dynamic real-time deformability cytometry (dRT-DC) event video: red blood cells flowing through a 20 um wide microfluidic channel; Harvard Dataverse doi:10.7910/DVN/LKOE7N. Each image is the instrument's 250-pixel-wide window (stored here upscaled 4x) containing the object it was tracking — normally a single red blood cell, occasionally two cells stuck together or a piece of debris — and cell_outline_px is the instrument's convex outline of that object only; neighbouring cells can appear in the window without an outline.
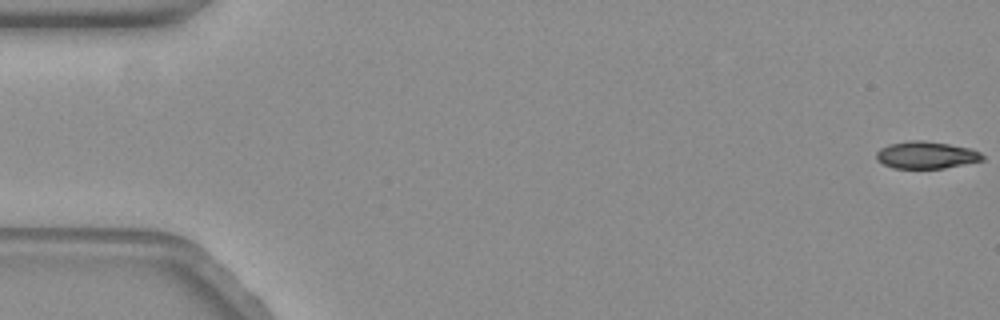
{"species": "common noctule bat (a hibernating species)", "species_latin": "Nyctalus noctula", "temperature_condition": "warm", "stored_images_in_passage": 61, "camera_frame_rate_fps": 3000, "um_per_image_px": 0.085, "animal": {"sex": "female", "body_mass_g": 19.3, "forearm_length_mm": 54.1}, "frame": {"image": 1, "passage_image": 1, "time_ms": 0.0, "image_size_px": [1000, 320], "cell_outline_px": [[984, 160], [944, 168], [892, 168], [876, 160], [876, 152], [880, 148], [888, 144], [912, 140], [920, 140], [948, 144], [968, 148], [980, 152], [984, 156]], "centroid_in_image_um": [78.69, 13.18], "position_along_channel_um": 6.3, "area_um2": 16.7}}
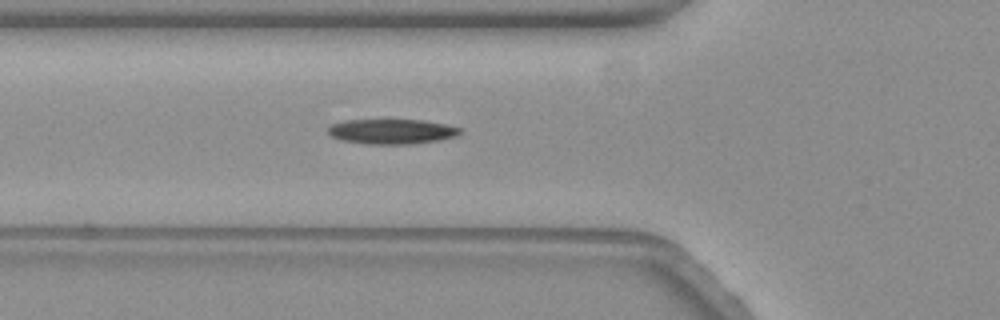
{"frame": {"image": 2, "passage_image": 22, "time_ms": 7.0, "image_size_px": [1000, 320], "cell_outline_px": [[464, 128], [456, 136], [440, 140], [412, 144], [368, 144], [340, 140], [332, 136], [328, 132], [328, 128], [332, 124], [344, 120], [424, 120]], "centroid_in_image_um": [33.32, 11.18], "position_along_channel_um": 92.5, "area_um2": 19.25}}
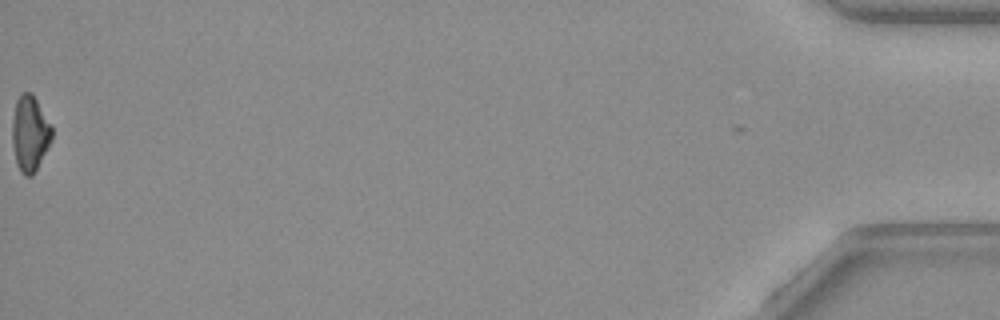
{"frame": {"image": 3, "passage_image": 61, "time_ms": 20.0, "image_size_px": [1000, 320], "cell_outline_px": [[52, 140], [32, 176], [24, 176], [20, 172], [16, 164], [12, 144], [12, 120], [16, 100], [20, 92], [32, 92], [52, 128]], "centroid_in_image_um": [2.51, 11.35], "position_along_channel_um": 432.7, "area_um2": 17.51}, "authors_computed_cell_mechanics": {"area_um2": 18.2648, "velocity_mm_per_s": 3.4563, "shape_relaxation_time_tau1_ms": 6.5732, "shape_relaxation_time_tau2_ms": null, "deformation_change_tau1": 0.173, "deformation_change_tau2": null}}